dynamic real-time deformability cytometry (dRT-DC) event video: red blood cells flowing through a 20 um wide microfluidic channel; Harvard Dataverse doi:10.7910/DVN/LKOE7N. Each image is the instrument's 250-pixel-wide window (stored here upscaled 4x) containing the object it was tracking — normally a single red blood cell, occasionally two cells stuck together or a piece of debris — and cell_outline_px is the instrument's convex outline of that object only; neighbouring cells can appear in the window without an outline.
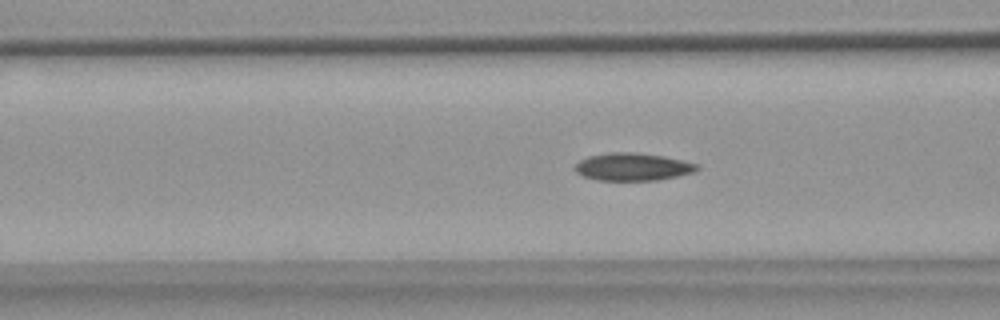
{"species": "common noctule bat (a hibernating species)", "species_latin": "Nyctalus noctula", "temperature_condition": "warm", "stored_images_in_passage": 10, "camera_frame_rate_fps": 3000, "um_per_image_px": 0.085, "animal": {"sex": "female", "body_mass_g": 18.4}, "frame": {"image": 1, "passage_image": 7, "time_ms": 2.0, "image_size_px": [1000, 320], "cell_outline_px": [[700, 168], [696, 172], [656, 180], [596, 180], [584, 176], [576, 172], [572, 168], [580, 160], [588, 156], [608, 152], [636, 152], [664, 156], [684, 160], [700, 164]], "centroid_in_image_um": [53.8, 14.17], "position_along_channel_um": 112.8, "area_um2": 19.88}}